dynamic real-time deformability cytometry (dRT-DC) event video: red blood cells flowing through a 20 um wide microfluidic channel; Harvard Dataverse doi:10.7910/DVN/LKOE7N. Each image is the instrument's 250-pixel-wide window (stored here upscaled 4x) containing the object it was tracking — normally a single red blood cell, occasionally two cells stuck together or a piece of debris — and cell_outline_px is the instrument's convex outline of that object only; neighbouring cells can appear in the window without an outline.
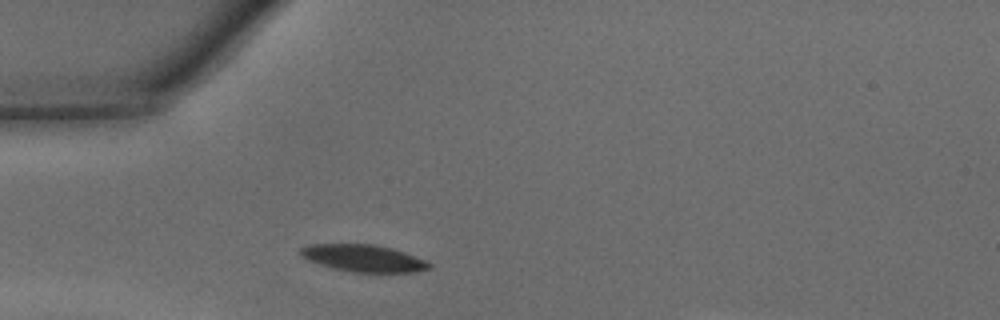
{"species": "common noctule bat (a hibernating species)", "species_latin": "Nyctalus noctula", "temperature_condition": "warm", "stored_images_in_passage": 24, "camera_frame_rate_fps": 3000, "um_per_image_px": 0.085, "animal": {"sex": "male", "body_mass_g": 15.6}, "frame": {"image": 1, "passage_image": 1, "time_ms": 0.0, "image_size_px": [1000, 320], "cell_outline_px": [[432, 264], [428, 268], [416, 272], [352, 272], [320, 264], [308, 260], [300, 252], [300, 248], [308, 244], [376, 244], [392, 248], [404, 252], [424, 260]], "centroid_in_image_um": [30.9, 21.93], "position_along_channel_um": 54.1, "area_um2": 20.0}}
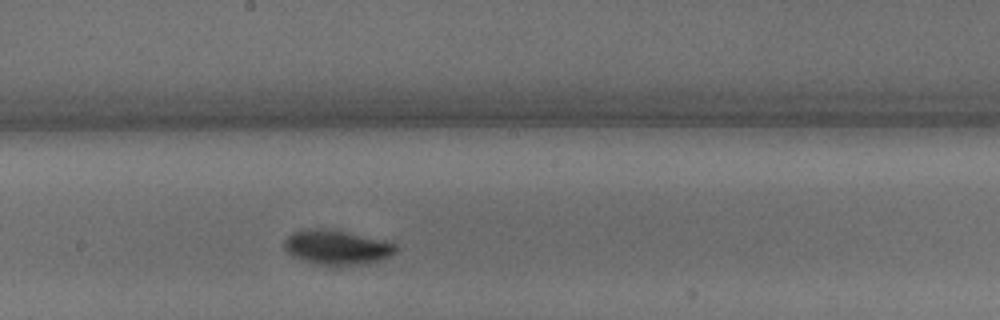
{"frame": {"image": 2, "passage_image": 13, "time_ms": 4.0, "image_size_px": [1000, 320], "cell_outline_px": [[396, 252], [392, 256], [368, 264], [340, 268], [312, 264], [300, 260], [292, 256], [284, 248], [284, 240], [292, 232], [308, 228], [320, 228], [344, 232], [388, 240], [396, 244]], "centroid_in_image_um": [28.64, 21.07], "position_along_channel_um": 219.6, "area_um2": 23.35}}
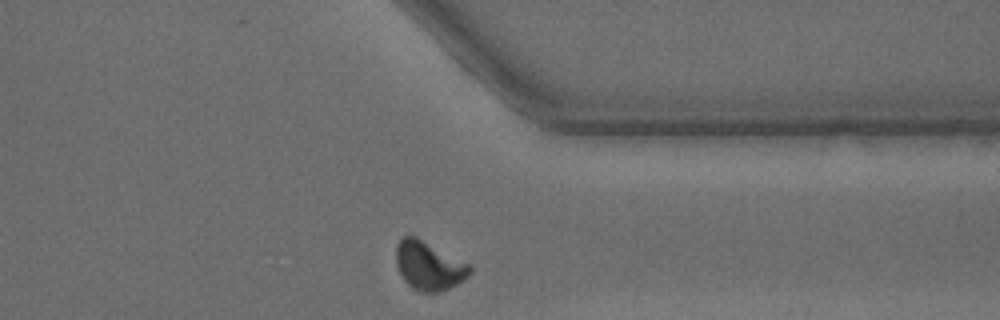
{"frame": {"image": 3, "passage_image": 24, "time_ms": 7.667, "image_size_px": [1000, 320], "cell_outline_px": [[472, 272], [464, 280], [440, 292], [420, 292], [412, 288], [404, 280], [396, 264], [396, 248], [400, 240], [404, 236], [416, 236], [472, 264]], "centroid_in_image_um": [36.49, 22.58], "position_along_channel_um": 374.9, "area_um2": 21.1}, "authors_computed_cell_mechanics": {"area_um2": 21.2704, "velocity_mm_per_s": 4.3223, "shape_relaxation_time_tau1_ms": 4.073, "shape_relaxation_time_tau2_ms": 4.9617, "deformation_change_tau1": 0.1826, "deformation_change_tau2": 0.0896}}